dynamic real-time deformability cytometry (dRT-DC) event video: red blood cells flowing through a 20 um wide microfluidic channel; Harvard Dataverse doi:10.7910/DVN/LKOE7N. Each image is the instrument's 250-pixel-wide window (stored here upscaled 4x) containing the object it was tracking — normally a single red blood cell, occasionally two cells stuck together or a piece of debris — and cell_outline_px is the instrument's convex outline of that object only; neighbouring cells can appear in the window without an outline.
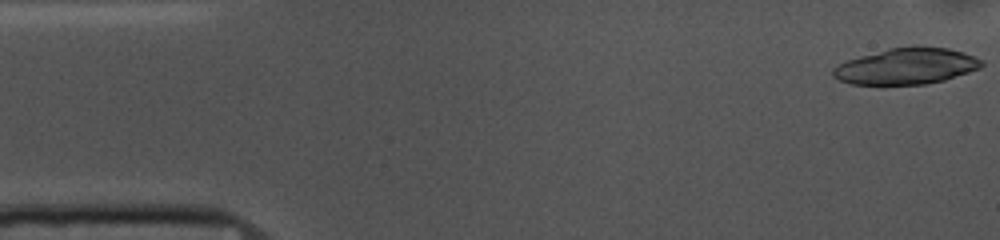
{"species": "common noctule bat (a hibernating species)", "species_latin": "Nyctalus noctula", "temperature_condition": "cold", "stored_images_in_passage": 52, "camera_frame_rate_fps": 3000, "um_per_image_px": 0.085, "animal": {"sex": "female", "body_mass_g": 10.0, "forearm_length_mm": 53.1}, "frame": {"image": 1, "passage_image": 1, "time_ms": 0.0, "image_size_px": [1000, 240], "cell_outline_px": [[984, 64], [980, 68], [944, 80], [924, 84], [852, 84], [840, 80], [832, 76], [832, 68], [848, 60], [860, 56], [888, 48], [912, 44], [916, 44], [948, 48], [964, 52], [984, 60]], "centroid_in_image_um": [77.08, 5.59], "position_along_channel_um": 7.9, "area_um2": 31.62}}